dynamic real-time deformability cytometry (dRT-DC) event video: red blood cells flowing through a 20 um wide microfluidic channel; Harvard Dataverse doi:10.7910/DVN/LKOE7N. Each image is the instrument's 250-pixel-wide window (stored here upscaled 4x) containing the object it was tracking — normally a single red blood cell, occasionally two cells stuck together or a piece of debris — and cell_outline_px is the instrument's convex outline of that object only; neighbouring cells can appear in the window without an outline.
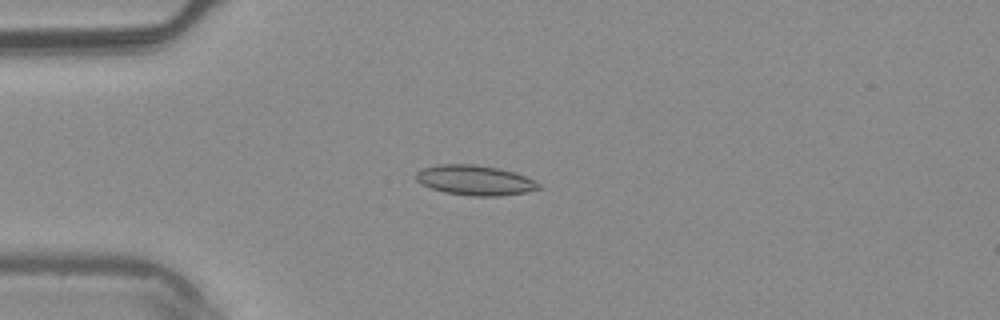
{"species": "common noctule bat (a hibernating species)", "species_latin": "Nyctalus noctula", "temperature_condition": "warm", "stored_images_in_passage": 5, "camera_frame_rate_fps": 3000, "um_per_image_px": 0.085, "animal": {"sex": "male", "body_mass_g": 20.4}, "frame": {"image": 1, "passage_image": 4, "time_ms": 1.0, "image_size_px": [1000, 320], "cell_outline_px": [[544, 188], [528, 192], [496, 196], [472, 196], [444, 192], [420, 184], [416, 180], [416, 172], [420, 168], [436, 164], [472, 164], [500, 168], [524, 176], [540, 184]], "centroid_in_image_um": [40.34, 15.32], "position_along_channel_um": 44.7, "area_um2": 21.56}}